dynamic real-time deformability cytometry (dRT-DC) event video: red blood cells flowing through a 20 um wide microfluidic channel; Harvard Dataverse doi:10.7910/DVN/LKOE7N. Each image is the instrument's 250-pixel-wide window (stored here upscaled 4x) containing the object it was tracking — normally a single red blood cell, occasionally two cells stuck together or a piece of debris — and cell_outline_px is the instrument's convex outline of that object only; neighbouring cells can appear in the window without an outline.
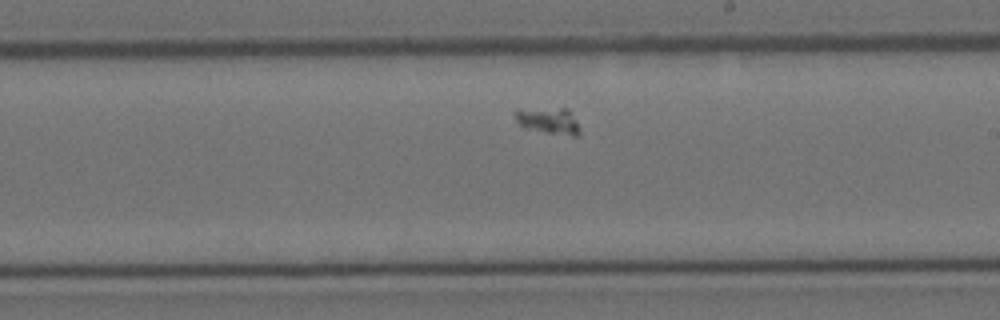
{"species": "Egyptian fruit bat (a non-hibernating species)", "species_latin": "Rousettus aegyptiacus", "temperature_condition": "cold", "stored_images_in_passage": 45, "camera_frame_rate_fps": 3000, "um_per_image_px": 0.085, "animal": {"sex": "female"}, "frame": {"image": 1, "passage_image": 20, "time_ms": 6.333, "image_size_px": [1000, 320], "cell_outline_px": [[580, 132], [576, 136], [572, 136], [524, 128], [516, 120], [512, 112], [516, 108], [568, 108], [576, 120], [580, 128]], "centroid_in_image_um": [46.58, 10.23], "position_along_channel_um": 242.4, "area_um2": 10.17}}
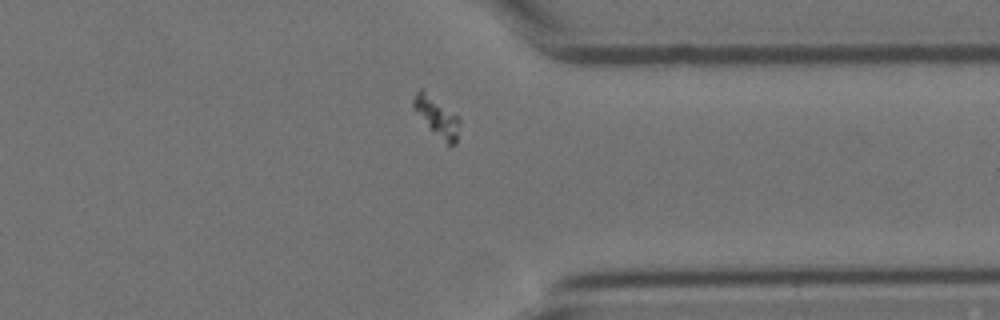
{"frame": {"image": 2, "passage_image": 32, "time_ms": 10.333, "image_size_px": [1000, 320], "cell_outline_px": [[460, 124], [456, 144], [448, 148], [412, 108], [412, 100], [416, 92], [420, 88], [456, 116], [460, 120]], "centroid_in_image_um": [37.14, 10.01], "position_along_channel_um": 374.3, "area_um2": 10.29}}